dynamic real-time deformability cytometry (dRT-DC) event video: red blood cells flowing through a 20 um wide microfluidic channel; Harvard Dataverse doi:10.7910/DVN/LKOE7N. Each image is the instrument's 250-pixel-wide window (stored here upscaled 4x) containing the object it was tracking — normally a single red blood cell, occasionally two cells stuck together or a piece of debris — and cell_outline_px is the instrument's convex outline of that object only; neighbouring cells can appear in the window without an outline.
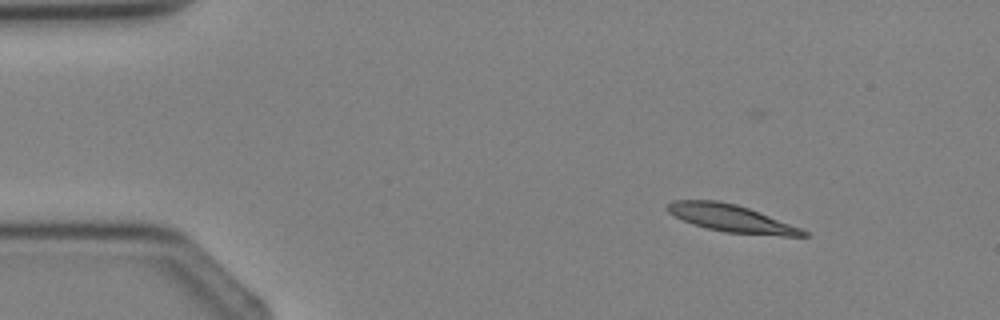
{"species": "Egyptian fruit bat (a non-hibernating species)", "species_latin": "Rousettus aegyptiacus", "temperature_condition": "cold", "stored_images_in_passage": 3, "camera_frame_rate_fps": 3000, "um_per_image_px": 0.085, "animal": {"sex": "female"}, "frame": {"image": 1, "passage_image": 1, "time_ms": 0.0, "image_size_px": [1000, 320], "cell_outline_px": [[808, 236], [780, 236], [724, 232], [692, 224], [668, 212], [664, 208], [672, 200], [716, 200], [736, 204], [748, 208], [800, 228], [808, 232]], "centroid_in_image_um": [62.12, 18.56], "position_along_channel_um": 22.9, "area_um2": 21.39}}
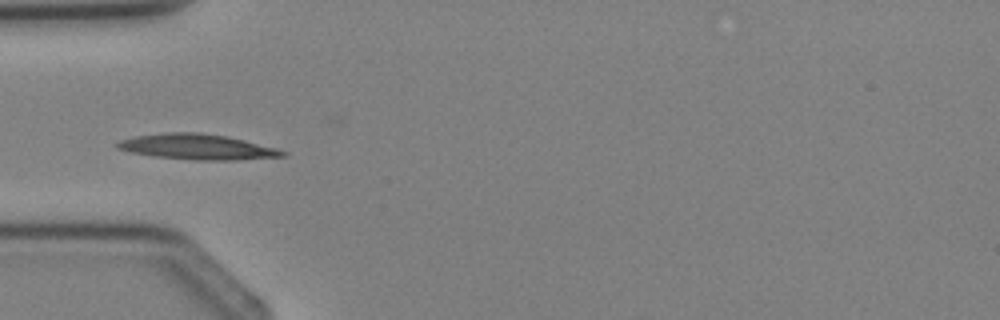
{"frame": {"image": 2, "passage_image": 3, "time_ms": 2.333, "image_size_px": [1000, 320], "cell_outline_px": [[288, 152], [284, 156], [236, 160], [196, 160], [152, 156], [132, 152], [116, 148], [112, 144], [120, 140], [136, 136], [168, 132], [200, 132], [228, 136], [276, 148]], "centroid_in_image_um": [16.74, 12.48], "position_along_channel_um": 68.3, "area_um2": 24.51}}